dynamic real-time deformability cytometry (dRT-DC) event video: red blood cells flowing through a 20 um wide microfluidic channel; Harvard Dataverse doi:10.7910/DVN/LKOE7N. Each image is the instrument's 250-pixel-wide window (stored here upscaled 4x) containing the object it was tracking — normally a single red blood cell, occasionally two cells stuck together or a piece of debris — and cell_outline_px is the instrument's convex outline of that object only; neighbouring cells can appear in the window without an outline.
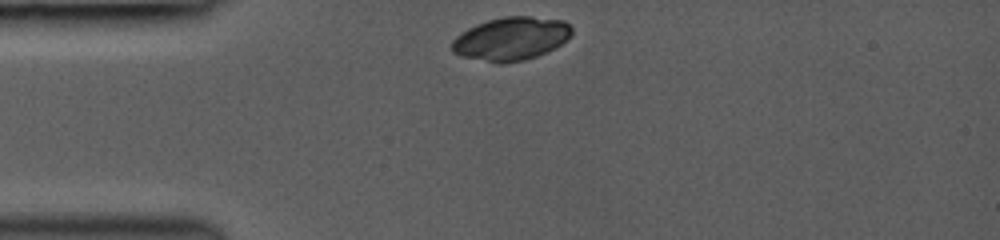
{"species": "common noctule bat (a hibernating species)", "species_latin": "Nyctalus noctula", "temperature_condition": "room temperature", "stored_images_in_passage": 9, "camera_frame_rate_fps": 3000, "um_per_image_px": 0.085, "animal": {"sex": "female", "body_mass_g": 19.0, "forearm_length_mm": 53.3}, "frame": {"image": 1, "passage_image": 1, "time_ms": 0.0, "image_size_px": [1000, 240], "cell_outline_px": [[572, 32], [560, 44], [536, 56], [524, 60], [504, 64], [496, 64], [460, 56], [452, 52], [452, 40], [456, 36], [468, 28], [476, 24], [488, 20], [504, 16], [528, 16], [564, 20], [572, 28]], "centroid_in_image_um": [43.38, 3.3], "position_along_channel_um": 41.6, "area_um2": 30.17}}